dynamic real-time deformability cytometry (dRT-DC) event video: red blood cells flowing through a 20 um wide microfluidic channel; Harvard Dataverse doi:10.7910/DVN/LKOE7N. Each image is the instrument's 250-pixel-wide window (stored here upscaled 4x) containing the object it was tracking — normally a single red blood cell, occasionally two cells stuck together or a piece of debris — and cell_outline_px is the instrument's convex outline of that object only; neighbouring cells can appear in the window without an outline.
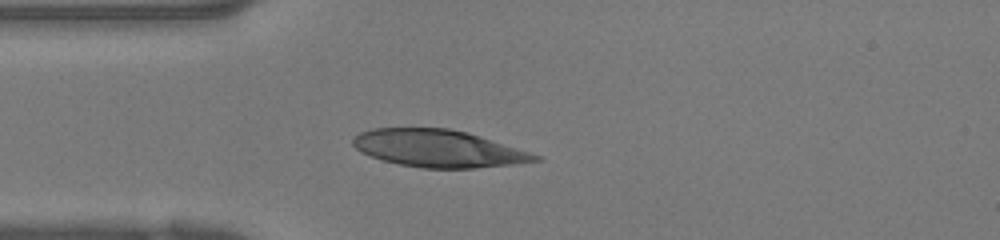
{"species": "human", "species_latin": "Homo sapiens", "temperature_condition": "warm", "stored_images_in_passage": 30, "camera_frame_rate_fps": 3000, "um_per_image_px": 0.085, "donor": {"sex": "female"}, "frame": {"image": 1, "passage_image": 1, "time_ms": 0.0, "image_size_px": [1000, 240], "cell_outline_px": [[544, 160], [512, 164], [472, 168], [424, 168], [400, 164], [384, 160], [360, 152], [352, 144], [352, 136], [360, 132], [372, 128], [448, 128], [468, 132], [544, 156]], "centroid_in_image_um": [37.28, 12.61], "position_along_channel_um": 47.7, "area_um2": 39.65}}
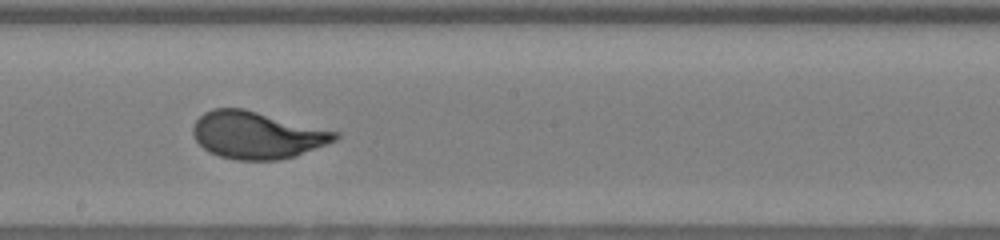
{"frame": {"image": 2, "passage_image": 12, "time_ms": 3.667, "image_size_px": [1000, 240], "cell_outline_px": [[340, 136], [336, 140], [328, 144], [296, 156], [276, 160], [236, 160], [220, 156], [208, 152], [196, 140], [192, 132], [192, 128], [196, 120], [204, 112], [212, 108], [244, 108], [340, 132]], "centroid_in_image_um": [21.86, 11.48], "position_along_channel_um": 226.3, "area_um2": 39.3}}
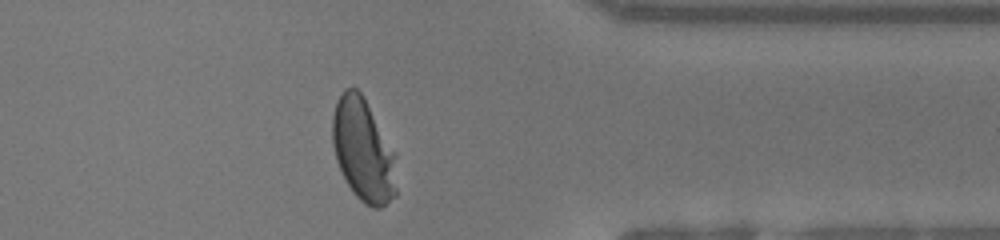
{"frame": {"image": 3, "passage_image": 22, "time_ms": 7.0, "image_size_px": [1000, 240], "cell_outline_px": [[396, 196], [380, 208], [372, 208], [364, 204], [352, 192], [336, 160], [332, 144], [332, 116], [336, 100], [344, 88], [356, 88], [364, 96], [396, 152]], "centroid_in_image_um": [30.88, 12.75], "position_along_channel_um": 380.5, "area_um2": 39.02}}